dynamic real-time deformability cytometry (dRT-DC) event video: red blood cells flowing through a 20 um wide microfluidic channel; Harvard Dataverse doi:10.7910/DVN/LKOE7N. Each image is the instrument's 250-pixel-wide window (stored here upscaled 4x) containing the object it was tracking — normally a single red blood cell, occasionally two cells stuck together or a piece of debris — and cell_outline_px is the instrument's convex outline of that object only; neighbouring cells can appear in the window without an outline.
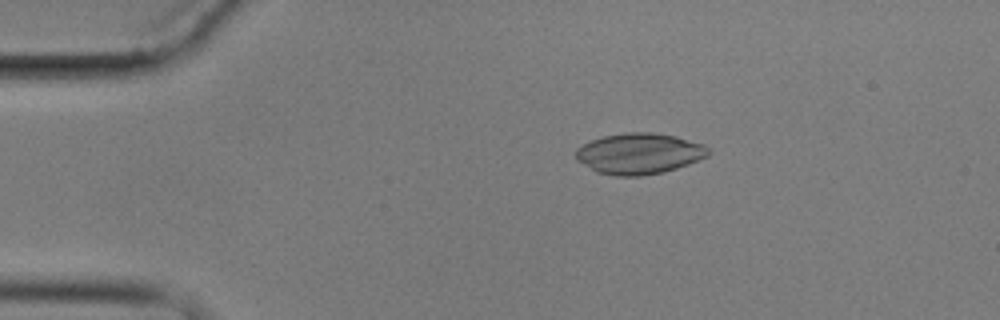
{"species": "common noctule bat (a hibernating species)", "species_latin": "Nyctalus noctula", "temperature_condition": "cold", "stored_images_in_passage": 6, "camera_frame_rate_fps": 3000, "um_per_image_px": 0.085, "animal": {"sex": "male", "body_mass_g": 17.9}, "frame": {"image": 1, "passage_image": 3, "time_ms": 2.333, "image_size_px": [1000, 320], "cell_outline_px": [[712, 152], [708, 156], [688, 164], [664, 172], [640, 176], [616, 176], [596, 172], [576, 160], [576, 148], [592, 140], [604, 136], [624, 132], [652, 132], [676, 136], [704, 144]], "centroid_in_image_um": [54.34, 13.05], "position_along_channel_um": 30.7, "area_um2": 31.73}}